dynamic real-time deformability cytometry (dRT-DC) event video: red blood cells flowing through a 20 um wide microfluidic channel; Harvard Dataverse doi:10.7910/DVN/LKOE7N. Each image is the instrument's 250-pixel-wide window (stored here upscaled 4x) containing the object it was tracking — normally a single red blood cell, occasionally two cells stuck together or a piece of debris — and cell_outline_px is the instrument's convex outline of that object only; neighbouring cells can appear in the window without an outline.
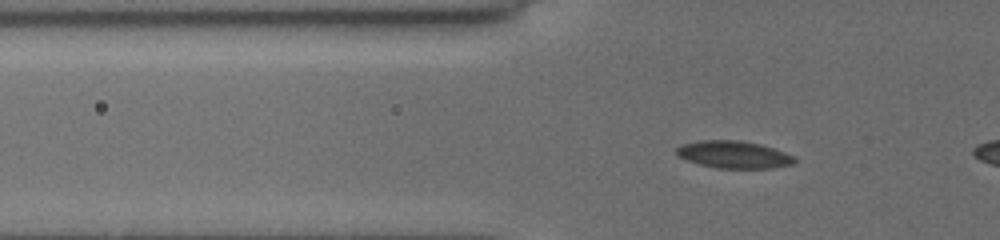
{"species": "common noctule bat (a hibernating species)", "species_latin": "Nyctalus noctula", "temperature_condition": "cold", "stored_images_in_passage": 19, "camera_frame_rate_fps": 3000, "um_per_image_px": 0.085, "animal": {"sex": "female", "body_mass_g": 19.5, "forearm_length_mm": 54.1}, "frame": {"image": 1, "passage_image": 16, "time_ms": 5.0, "image_size_px": [1000, 240], "cell_outline_px": [[796, 160], [792, 164], [772, 168], [716, 168], [700, 164], [676, 156], [676, 148], [684, 144], [700, 140], [736, 140], [760, 144], [784, 152], [792, 156]], "centroid_in_image_um": [62.34, 13.14], "position_along_channel_um": 63.5, "area_um2": 18.55}}